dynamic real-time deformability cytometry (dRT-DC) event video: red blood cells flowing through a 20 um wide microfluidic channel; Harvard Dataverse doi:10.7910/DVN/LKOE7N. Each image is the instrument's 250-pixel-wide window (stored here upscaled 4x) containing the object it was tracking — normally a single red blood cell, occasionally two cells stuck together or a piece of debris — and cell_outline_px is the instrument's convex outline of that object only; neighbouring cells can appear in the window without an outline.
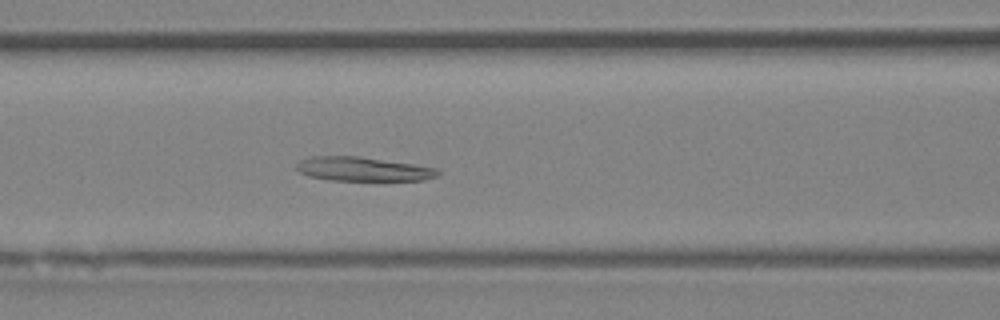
{"species": "Egyptian fruit bat (a non-hibernating species)", "species_latin": "Rousettus aegyptiacus", "temperature_condition": "room temperature", "stored_images_in_passage": 53, "segment_of_instrument_passage": [2, 3], "camera_frame_rate_fps": 3000, "um_per_image_px": 0.085, "animal": {"sex": "female"}, "frame": {"image": 1, "passage_image": 22, "time_ms": 7.0, "image_size_px": [1000, 320], "cell_outline_px": [[440, 176], [424, 180], [328, 180], [308, 176], [300, 172], [296, 168], [296, 164], [300, 160], [308, 156], [356, 156], [440, 168]], "centroid_in_image_um": [30.86, 14.37], "position_along_channel_um": 135.7, "area_um2": 19.88}}
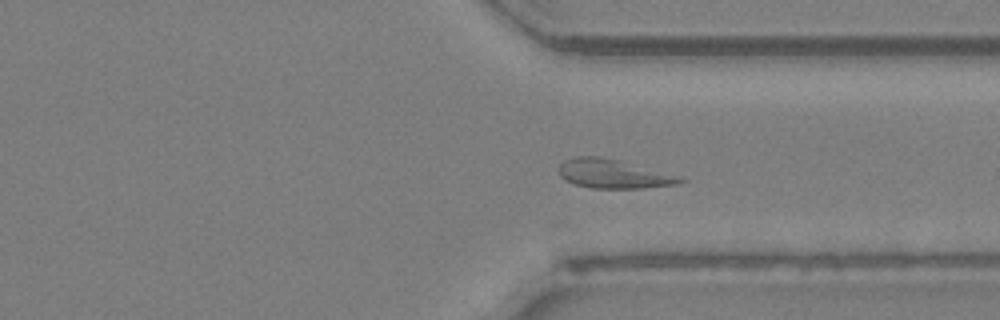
{"frame": {"image": 2, "passage_image": 39, "time_ms": 12.667, "image_size_px": [1000, 320], "cell_outline_px": [[688, 180], [676, 184], [644, 188], [592, 188], [576, 184], [564, 180], [560, 176], [560, 164], [564, 160], [576, 156], [600, 156], [680, 176]], "centroid_in_image_um": [52.12, 14.78], "position_along_channel_um": 359.3, "area_um2": 20.17}}
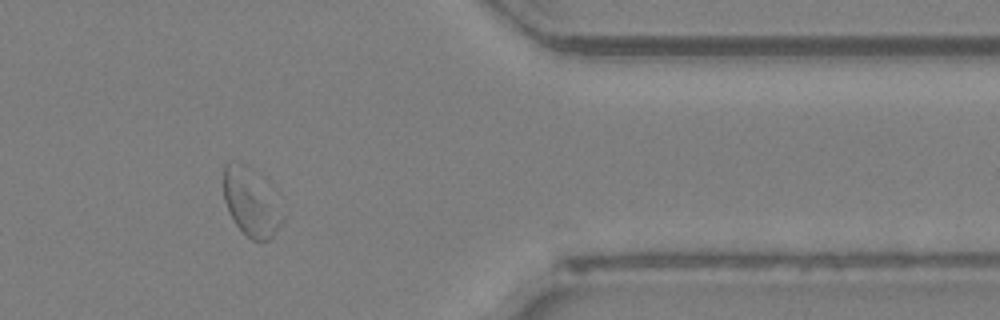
{"frame": {"image": 3, "passage_image": 43, "time_ms": 14.0, "image_size_px": [1000, 320], "cell_outline_px": [[284, 220], [272, 236], [268, 240], [252, 240], [236, 224], [228, 212], [224, 200], [224, 164], [232, 160], [240, 164], [284, 216]], "centroid_in_image_um": [21.21, 17.35], "position_along_channel_um": 390.2, "area_um2": 20.63}}